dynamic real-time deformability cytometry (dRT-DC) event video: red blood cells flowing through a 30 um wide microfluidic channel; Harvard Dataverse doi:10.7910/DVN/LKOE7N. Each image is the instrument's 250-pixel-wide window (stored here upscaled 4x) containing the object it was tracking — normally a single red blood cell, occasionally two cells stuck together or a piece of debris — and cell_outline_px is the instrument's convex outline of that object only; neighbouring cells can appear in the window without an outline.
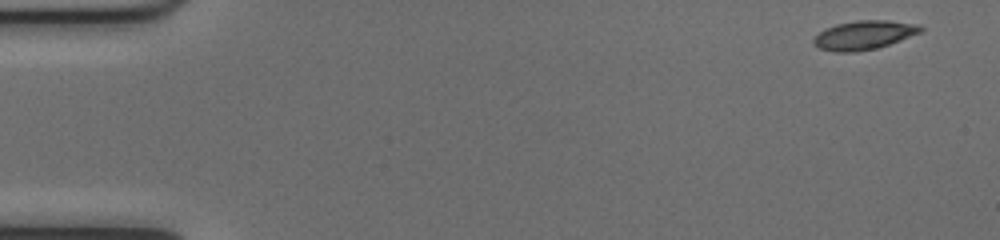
{"species": "common noctule bat (a hibernating species)", "species_latin": "Nyctalus noctula", "temperature_condition": "cold", "stored_images_in_passage": 50, "camera_frame_rate_fps": 3000, "um_per_image_px": 0.085, "animal": {"sex": "female", "body_mass_g": 17.0, "forearm_length_mm": 48.0}, "frame": {"image": 1, "passage_image": 1, "time_ms": 0.0, "image_size_px": [1000, 240], "cell_outline_px": [[924, 28], [920, 32], [900, 40], [876, 48], [856, 52], [836, 52], [820, 48], [812, 44], [812, 40], [824, 28], [836, 24], [856, 20], [888, 20], [920, 24]], "centroid_in_image_um": [73.42, 2.97], "position_along_channel_um": 11.6, "area_um2": 18.03}}
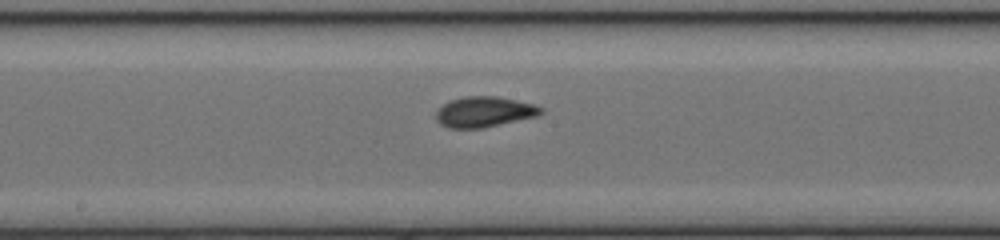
{"frame": {"image": 2, "passage_image": 26, "time_ms": 8.333, "image_size_px": [1000, 240], "cell_outline_px": [[544, 112], [536, 116], [484, 128], [448, 128], [440, 124], [436, 120], [436, 112], [444, 104], [452, 100], [464, 96], [496, 96], [516, 100], [532, 104], [544, 108]], "centroid_in_image_um": [41.16, 9.51], "position_along_channel_um": 207.0, "area_um2": 18.55}}
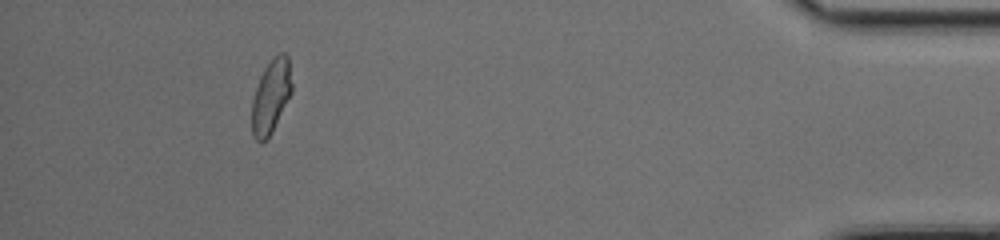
{"frame": {"image": 3, "passage_image": 46, "time_ms": 15.0, "image_size_px": [1000, 240], "cell_outline_px": [[292, 92], [272, 132], [260, 144], [252, 136], [252, 100], [260, 76], [264, 68], [280, 52], [284, 52], [288, 56], [292, 84]], "centroid_in_image_um": [23.03, 8.21], "position_along_channel_um": 412.2, "area_um2": 17.05}, "authors_computed_cell_mechanics": {"area_um2": 17.7735, "velocity_mm_per_s": 4.0117, "shape_relaxation_time_tau1_ms": 3.5761, "shape_relaxation_time_tau2_ms": 1.4424, "deformation_change_tau1": 0.1373, "deformation_change_tau2": 0.0543}}